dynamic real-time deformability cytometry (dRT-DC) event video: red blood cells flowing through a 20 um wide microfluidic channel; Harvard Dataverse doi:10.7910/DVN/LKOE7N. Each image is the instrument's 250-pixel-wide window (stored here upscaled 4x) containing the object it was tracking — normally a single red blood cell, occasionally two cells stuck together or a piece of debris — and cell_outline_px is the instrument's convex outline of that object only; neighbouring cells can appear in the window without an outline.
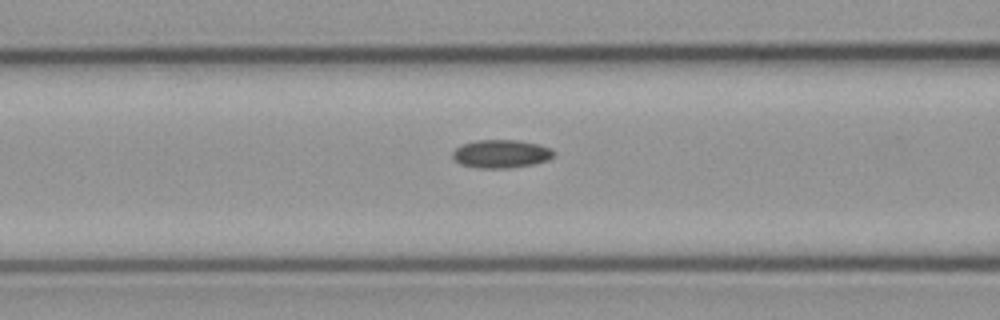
{"species": "common noctule bat (a hibernating species)", "species_latin": "Nyctalus noctula", "temperature_condition": "cold", "stored_images_in_passage": 7, "camera_frame_rate_fps": 3000, "um_per_image_px": 0.085, "animal": {"sex": "male", "body_mass_g": 23.1, "forearm_length_mm": 52.7}, "frame": {"image": 1, "passage_image": 5, "time_ms": 1.333, "image_size_px": [1000, 320], "cell_outline_px": [[556, 152], [548, 160], [532, 164], [508, 168], [476, 168], [460, 164], [452, 160], [452, 152], [460, 144], [476, 140], [520, 140], [552, 148]], "centroid_in_image_um": [42.55, 13.07], "position_along_channel_um": 124.1, "area_um2": 16.82}}